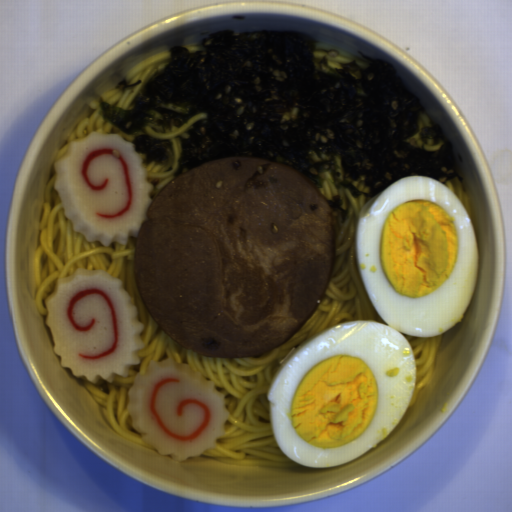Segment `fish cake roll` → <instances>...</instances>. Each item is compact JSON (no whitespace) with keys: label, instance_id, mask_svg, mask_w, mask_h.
<instances>
[{"label":"fish cake roll","instance_id":"fish-cake-roll-1","mask_svg":"<svg viewBox=\"0 0 512 512\" xmlns=\"http://www.w3.org/2000/svg\"><path fill=\"white\" fill-rule=\"evenodd\" d=\"M45 304L54 353L73 377L111 383L140 364L144 328L121 279L79 267L57 279Z\"/></svg>","mask_w":512,"mask_h":512},{"label":"fish cake roll","instance_id":"fish-cake-roll-3","mask_svg":"<svg viewBox=\"0 0 512 512\" xmlns=\"http://www.w3.org/2000/svg\"><path fill=\"white\" fill-rule=\"evenodd\" d=\"M127 411L133 428L160 454L186 461L216 448L230 416L214 381L173 358L134 376Z\"/></svg>","mask_w":512,"mask_h":512},{"label":"fish cake roll","instance_id":"fish-cake-roll-2","mask_svg":"<svg viewBox=\"0 0 512 512\" xmlns=\"http://www.w3.org/2000/svg\"><path fill=\"white\" fill-rule=\"evenodd\" d=\"M53 168L54 189L76 232L104 246L138 238L154 187L134 143L115 133L90 132L67 143Z\"/></svg>","mask_w":512,"mask_h":512}]
</instances>
